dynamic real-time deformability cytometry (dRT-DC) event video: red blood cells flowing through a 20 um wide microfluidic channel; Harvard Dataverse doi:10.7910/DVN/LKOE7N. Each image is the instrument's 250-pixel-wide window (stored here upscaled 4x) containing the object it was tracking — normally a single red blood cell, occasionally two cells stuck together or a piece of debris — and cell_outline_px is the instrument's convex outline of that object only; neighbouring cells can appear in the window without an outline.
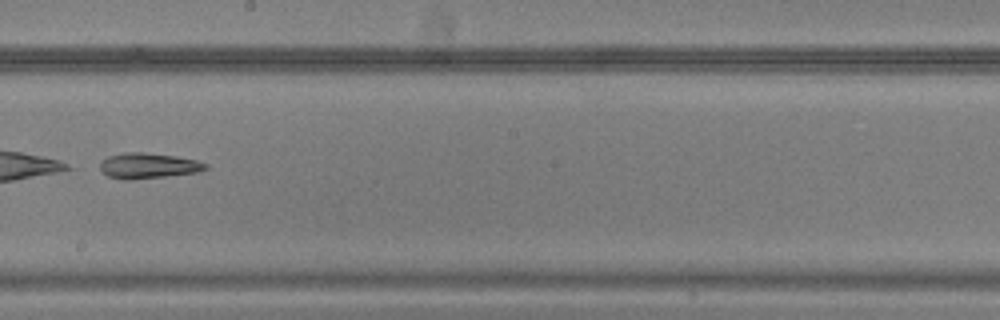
{"species": "common noctule bat (a hibernating species)", "species_latin": "Nyctalus noctula", "temperature_condition": "warm", "stored_images_in_passage": 32, "camera_frame_rate_fps": 3000, "um_per_image_px": 0.085, "animal": {"sex": "male", "body_mass_g": 20.5, "forearm_length_mm": 52.5}, "frame": {"image": 1, "passage_image": 14, "time_ms": 4.333, "image_size_px": [1000, 320], "cell_outline_px": [[208, 168], [196, 172], [132, 180], [124, 180], [108, 176], [100, 168], [100, 164], [108, 156], [124, 152], [144, 152], [176, 156], [196, 160], [208, 164]], "centroid_in_image_um": [12.6, 14.08], "position_along_channel_um": 235.6, "area_um2": 15.55}}